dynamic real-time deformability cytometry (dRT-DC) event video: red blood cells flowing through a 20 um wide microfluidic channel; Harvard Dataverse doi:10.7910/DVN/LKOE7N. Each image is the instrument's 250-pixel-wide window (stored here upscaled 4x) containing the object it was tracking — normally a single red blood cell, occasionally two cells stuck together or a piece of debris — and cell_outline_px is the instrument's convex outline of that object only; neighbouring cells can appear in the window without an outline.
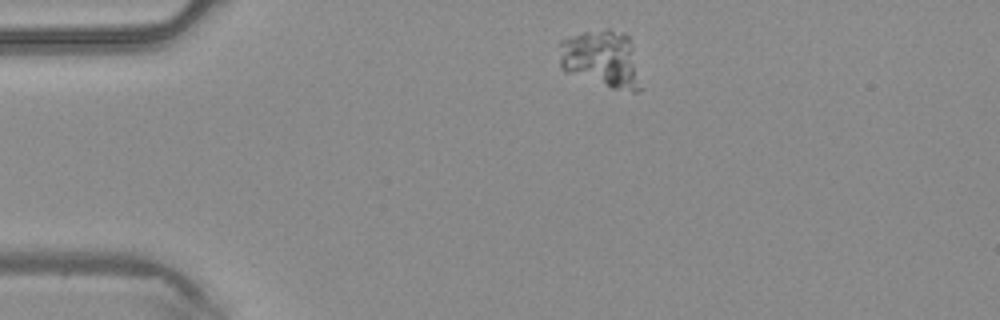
{"species": "common noctule bat (a hibernating species)", "species_latin": "Nyctalus noctula", "temperature_condition": "warm", "stored_images_in_passage": 2, "camera_frame_rate_fps": 3000, "um_per_image_px": 0.085, "animal": {"sex": "male", "body_mass_g": 20.4}, "frame": {"image": 1, "passage_image": 1, "time_ms": 0.0, "image_size_px": [1000, 320], "cell_outline_px": [[640, 88], [636, 92], [632, 92], [612, 88], [564, 72], [560, 68], [560, 40], [584, 32], [604, 28], [608, 28], [624, 32], [628, 36]], "centroid_in_image_um": [51.06, 4.99], "position_along_channel_um": 33.9, "area_um2": 26.82}}